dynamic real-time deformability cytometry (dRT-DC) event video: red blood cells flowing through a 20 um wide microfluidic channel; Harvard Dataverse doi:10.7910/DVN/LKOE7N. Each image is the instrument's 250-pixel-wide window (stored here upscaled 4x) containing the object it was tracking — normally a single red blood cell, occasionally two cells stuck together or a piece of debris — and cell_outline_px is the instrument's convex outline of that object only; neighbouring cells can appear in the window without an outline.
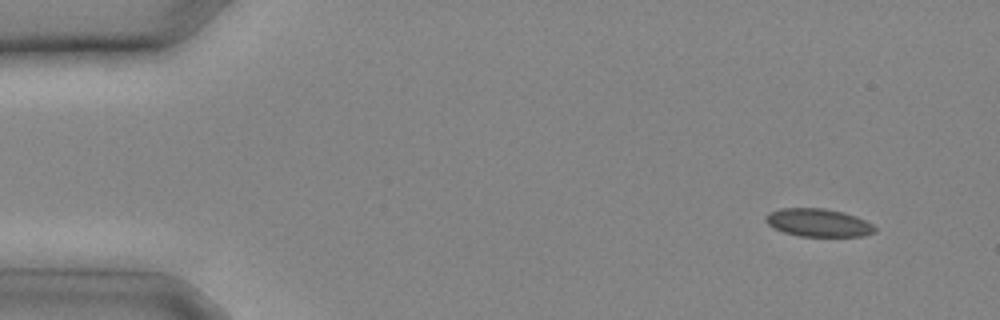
{"species": "common noctule bat (a hibernating species)", "species_latin": "Nyctalus noctula", "temperature_condition": "cold", "stored_images_in_passage": 7, "camera_frame_rate_fps": 3000, "um_per_image_px": 0.085, "animal": {"sex": "male", "body_mass_g": 20.4}, "frame": {"image": 1, "passage_image": 3, "time_ms": 0.667, "image_size_px": [1000, 320], "cell_outline_px": [[876, 232], [864, 236], [800, 236], [784, 232], [772, 228], [764, 220], [764, 216], [768, 212], [780, 208], [824, 208], [844, 212], [856, 216], [872, 224], [876, 228]], "centroid_in_image_um": [69.53, 18.92], "position_along_channel_um": 15.5, "area_um2": 17.98}}